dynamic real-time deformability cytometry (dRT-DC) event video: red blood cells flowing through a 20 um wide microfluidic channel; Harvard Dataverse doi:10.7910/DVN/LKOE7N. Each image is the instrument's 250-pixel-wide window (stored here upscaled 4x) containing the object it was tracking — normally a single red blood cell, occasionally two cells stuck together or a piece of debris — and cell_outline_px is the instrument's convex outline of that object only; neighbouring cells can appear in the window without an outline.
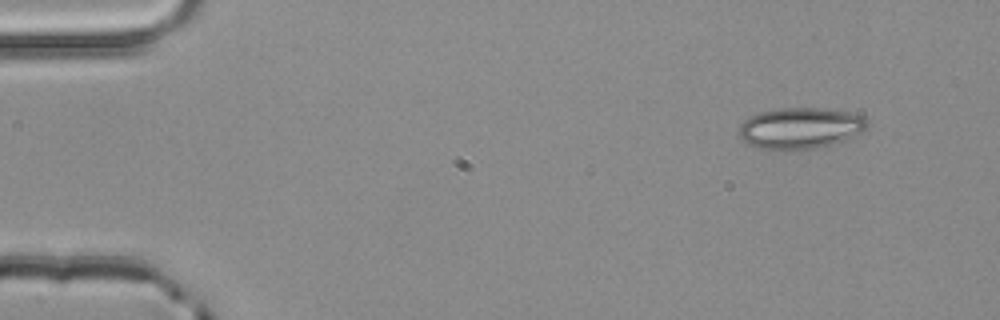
{"species": "common noctule bat (a hibernating species)", "species_latin": "Nyctalus noctula", "temperature_condition": "room temperature", "stored_images_in_passage": 4, "camera_frame_rate_fps": 3000, "um_per_image_px": 0.085, "animal": {"sex": "male", "body_mass_g": 20.4}, "frame": {"image": 1, "passage_image": 1, "time_ms": 0.0, "image_size_px": [1000, 320], "cell_outline_px": [[868, 128], [844, 140], [832, 144], [816, 148], [756, 148], [748, 144], [736, 132], [740, 124], [748, 116], [760, 112], [780, 108], [824, 108], [848, 112], [860, 116], [868, 120]], "centroid_in_image_um": [67.99, 10.87], "position_along_channel_um": 17.0, "area_um2": 30.46}}